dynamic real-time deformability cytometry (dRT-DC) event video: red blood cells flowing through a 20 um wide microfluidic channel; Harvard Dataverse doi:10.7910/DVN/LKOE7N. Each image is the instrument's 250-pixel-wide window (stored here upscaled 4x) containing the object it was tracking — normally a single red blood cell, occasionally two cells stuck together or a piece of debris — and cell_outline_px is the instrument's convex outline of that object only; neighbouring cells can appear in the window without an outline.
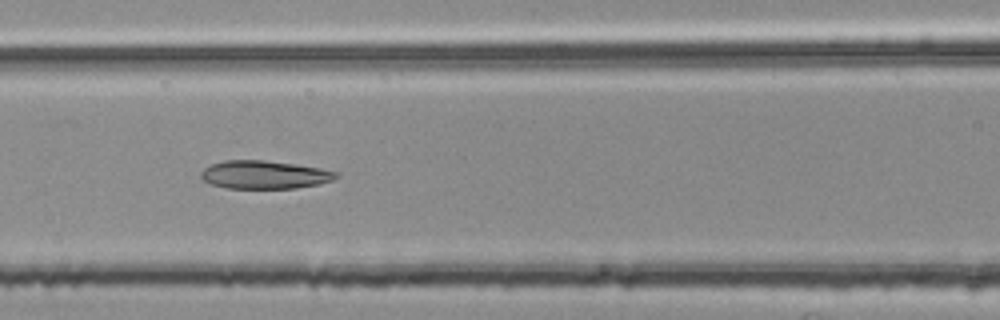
{"species": "common noctule bat (a hibernating species)", "species_latin": "Nyctalus noctula", "temperature_condition": "room temperature", "stored_images_in_passage": 4, "camera_frame_rate_fps": 3000, "um_per_image_px": 0.085, "animal": {"sex": "female", "body_mass_g": 25.1}, "frame": {"image": 1, "passage_image": 4, "time_ms": 1.0, "image_size_px": [1000, 320], "cell_outline_px": [[340, 176], [332, 180], [320, 184], [296, 188], [228, 188], [212, 184], [204, 180], [200, 176], [200, 172], [204, 168], [212, 164], [224, 160], [264, 160], [296, 164], [320, 168], [336, 172]], "centroid_in_image_um": [22.48, 14.85], "position_along_channel_um": 144.1, "area_um2": 22.14}}